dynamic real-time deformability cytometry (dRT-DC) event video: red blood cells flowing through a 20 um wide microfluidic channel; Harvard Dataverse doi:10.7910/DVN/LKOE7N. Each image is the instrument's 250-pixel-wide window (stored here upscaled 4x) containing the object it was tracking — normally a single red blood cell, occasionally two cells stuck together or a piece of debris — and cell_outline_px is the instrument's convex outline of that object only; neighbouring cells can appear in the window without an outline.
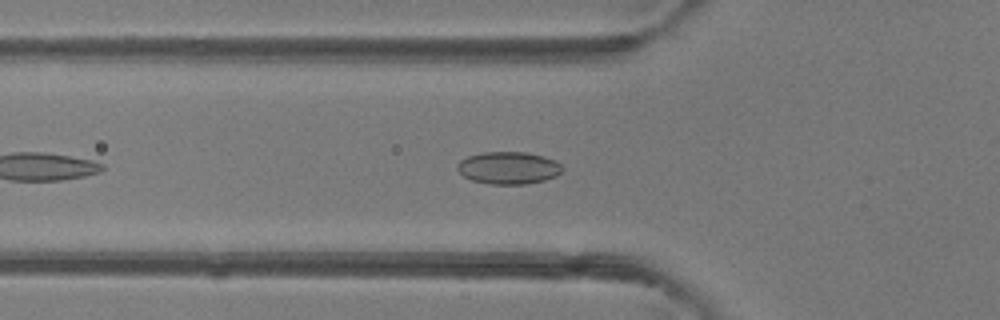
{"species": "common noctule bat (a hibernating species)", "species_latin": "Nyctalus noctula", "temperature_condition": "room temperature", "stored_images_in_passage": 25, "camera_frame_rate_fps": 3000, "um_per_image_px": 0.085, "animal": {"sex": "female"}, "frame": {"image": 1, "passage_image": 7, "time_ms": 2.0, "image_size_px": [1000, 320], "cell_outline_px": [[564, 168], [556, 176], [544, 180], [524, 184], [492, 184], [472, 180], [464, 176], [456, 168], [456, 164], [460, 160], [468, 156], [480, 152], [528, 152], [544, 156], [556, 160]], "centroid_in_image_um": [43.22, 14.25], "position_along_channel_um": 82.6, "area_um2": 19.88}}
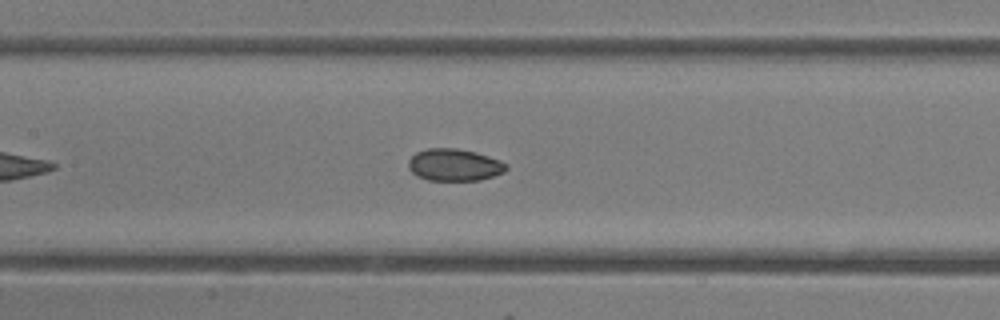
{"frame": {"image": 2, "passage_image": 13, "time_ms": 4.0, "image_size_px": [1000, 320], "cell_outline_px": [[508, 168], [504, 172], [480, 180], [428, 180], [416, 176], [408, 168], [408, 160], [416, 152], [428, 148], [456, 148], [476, 152], [500, 160], [508, 164]], "centroid_in_image_um": [38.61, 14.01], "position_along_channel_um": 168.8, "area_um2": 18.38}}
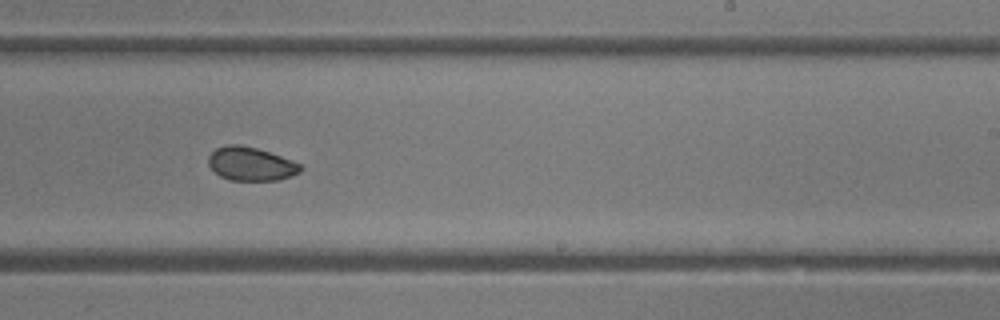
{"frame": {"image": 3, "passage_image": 20, "time_ms": 6.333, "image_size_px": [1000, 320], "cell_outline_px": [[304, 168], [300, 172], [292, 176], [276, 180], [232, 180], [220, 176], [208, 164], [208, 156], [216, 148], [228, 144], [240, 144], [256, 148], [292, 160], [300, 164]], "centroid_in_image_um": [21.33, 13.93], "position_along_channel_um": 267.7, "area_um2": 17.92}}